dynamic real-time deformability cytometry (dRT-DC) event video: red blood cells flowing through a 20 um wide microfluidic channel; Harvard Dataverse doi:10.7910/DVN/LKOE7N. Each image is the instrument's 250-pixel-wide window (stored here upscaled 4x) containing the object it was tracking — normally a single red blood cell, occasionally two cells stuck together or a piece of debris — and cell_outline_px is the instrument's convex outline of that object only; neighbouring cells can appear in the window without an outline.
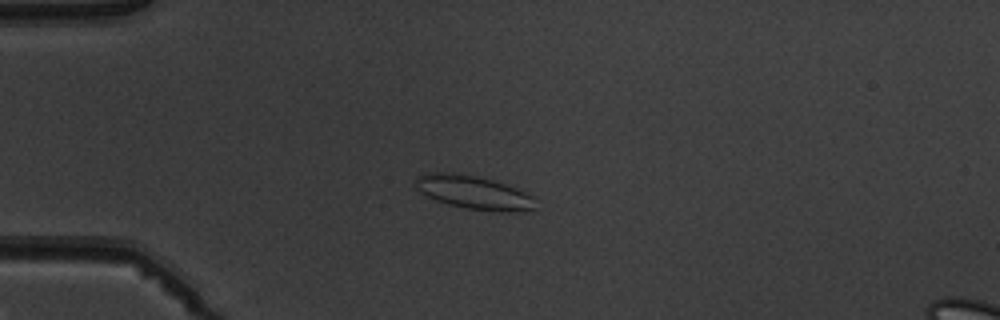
{"species": "common noctule bat (a hibernating species)", "species_latin": "Nyctalus noctula", "temperature_condition": "warm", "stored_images_in_passage": 6, "camera_frame_rate_fps": 3000, "um_per_image_px": 0.085, "animal": {"sex": "male", "body_mass_g": 19.5, "forearm_length_mm": 54.6}, "frame": {"image": 1, "passage_image": 4, "time_ms": 3.333, "image_size_px": [1000, 320], "cell_outline_px": [[532, 212], [500, 212], [468, 208], [448, 204], [436, 200], [420, 192], [416, 188], [416, 176], [428, 172], [456, 172], [480, 176], [528, 192], [532, 196]], "centroid_in_image_um": [40.25, 16.34], "position_along_channel_um": 44.7, "area_um2": 23.52}}
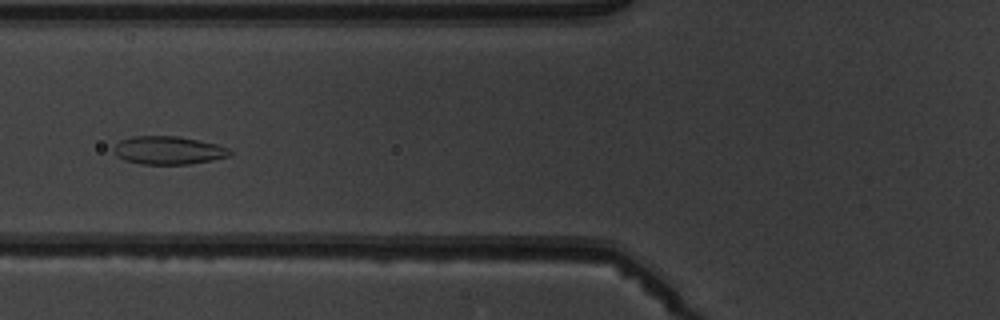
{"frame": {"image": 2, "passage_image": 6, "time_ms": 5.667, "image_size_px": [1000, 320], "cell_outline_px": [[232, 156], [212, 160], [188, 164], [140, 164], [124, 160], [116, 156], [112, 148], [120, 140], [132, 136], [176, 136], [216, 144], [228, 148], [232, 152]], "centroid_in_image_um": [14.28, 12.78], "position_along_channel_um": 111.5, "area_um2": 19.07}}